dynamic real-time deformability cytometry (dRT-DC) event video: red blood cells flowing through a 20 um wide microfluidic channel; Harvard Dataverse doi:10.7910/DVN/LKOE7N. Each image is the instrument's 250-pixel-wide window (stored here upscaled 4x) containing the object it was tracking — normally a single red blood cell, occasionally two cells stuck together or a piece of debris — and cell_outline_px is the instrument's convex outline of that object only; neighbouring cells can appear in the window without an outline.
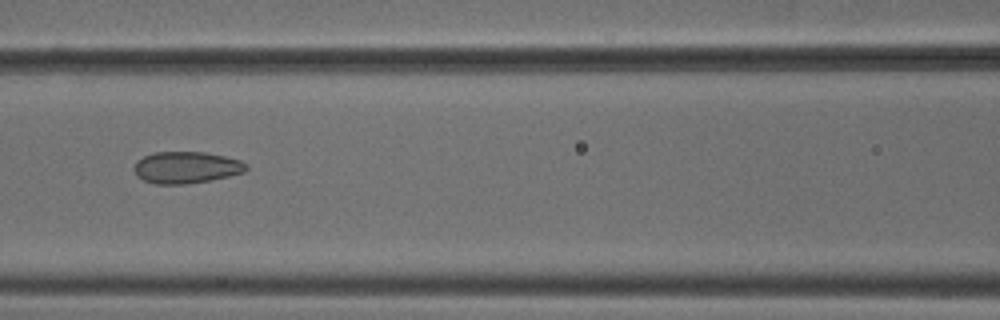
{"species": "common noctule bat (a hibernating species)", "species_latin": "Nyctalus noctula", "temperature_condition": "cold", "stored_images_in_passage": 6, "camera_frame_rate_fps": 3000, "um_per_image_px": 0.085, "animal": {"sex": "male", "body_mass_g": 18.8}, "frame": {"image": 1, "passage_image": 6, "time_ms": 1.667, "image_size_px": [1000, 320], "cell_outline_px": [[248, 168], [244, 172], [212, 180], [188, 184], [156, 184], [144, 180], [136, 176], [132, 168], [136, 160], [152, 152], [204, 152], [224, 156], [240, 160], [248, 164]], "centroid_in_image_um": [15.8, 14.23], "position_along_channel_um": 150.8, "area_um2": 20.98}}